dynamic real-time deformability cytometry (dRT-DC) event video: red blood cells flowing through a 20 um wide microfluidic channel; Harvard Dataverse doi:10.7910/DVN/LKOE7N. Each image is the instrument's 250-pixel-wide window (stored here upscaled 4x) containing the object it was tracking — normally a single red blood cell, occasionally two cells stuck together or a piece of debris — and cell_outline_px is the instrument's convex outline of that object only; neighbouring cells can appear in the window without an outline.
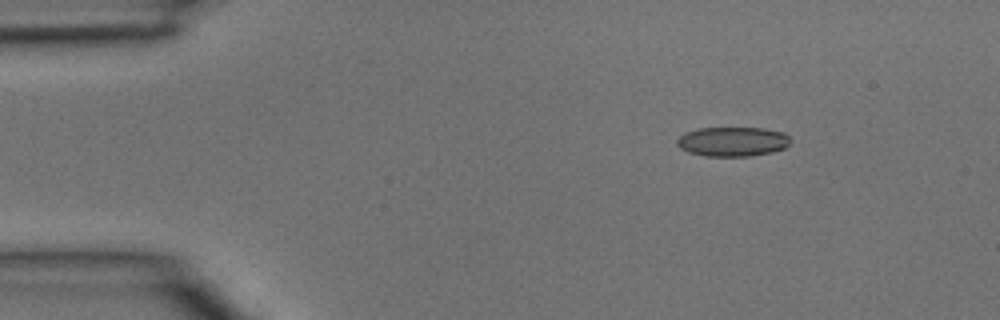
{"species": "common noctule bat (a hibernating species)", "species_latin": "Nyctalus noctula", "temperature_condition": "room temperature", "stored_images_in_passage": 4, "segment_of_instrument_passage": [1, 2], "camera_frame_rate_fps": 3000, "um_per_image_px": 0.085, "animal": {"sex": "male", "body_mass_g": 15.6}, "frame": {"image": 1, "passage_image": 2, "time_ms": 0.333, "image_size_px": [1000, 320], "cell_outline_px": [[792, 140], [784, 148], [772, 152], [748, 156], [704, 156], [688, 152], [680, 148], [676, 144], [676, 140], [684, 132], [700, 128], [764, 128], [784, 132]], "centroid_in_image_um": [62.26, 12.03], "position_along_channel_um": 22.7, "area_um2": 19.59}}